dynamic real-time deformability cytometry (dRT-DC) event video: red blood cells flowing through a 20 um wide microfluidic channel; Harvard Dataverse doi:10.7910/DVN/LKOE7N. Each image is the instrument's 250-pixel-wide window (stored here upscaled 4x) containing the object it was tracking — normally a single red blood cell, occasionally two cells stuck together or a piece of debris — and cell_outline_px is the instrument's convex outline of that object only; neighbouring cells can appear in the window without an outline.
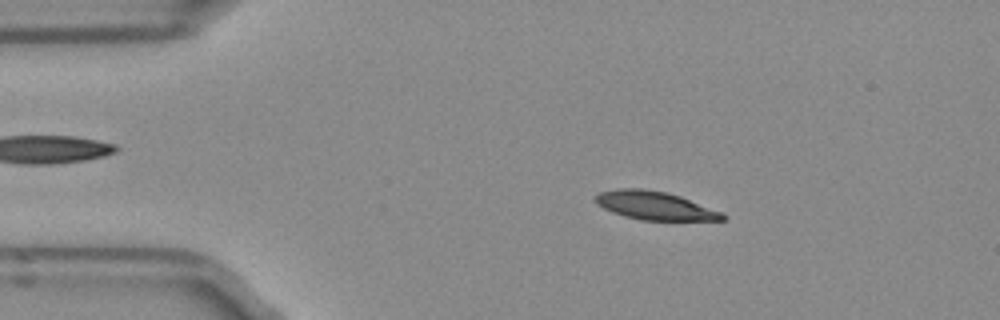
{"species": "Egyptian fruit bat (a non-hibernating species)", "species_latin": "Rousettus aegyptiacus", "temperature_condition": "room temperature", "stored_images_in_passage": 6, "camera_frame_rate_fps": 3000, "um_per_image_px": 0.085, "frame": {"image": 1, "passage_image": 2, "time_ms": 0.333, "image_size_px": [1000, 320], "cell_outline_px": [[728, 220], [640, 220], [624, 216], [604, 208], [596, 204], [592, 200], [600, 192], [616, 188], [644, 188], [664, 192], [680, 196], [720, 212], [728, 216]], "centroid_in_image_um": [55.62, 17.47], "position_along_channel_um": 29.4, "area_um2": 20.92}}
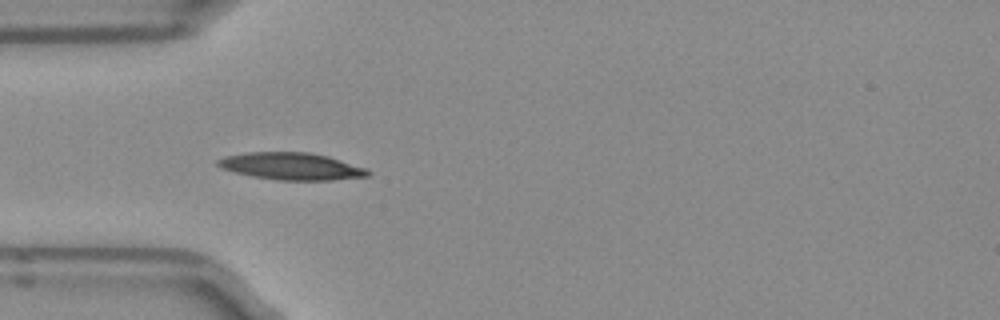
{"frame": {"image": 2, "passage_image": 4, "time_ms": 1.0, "image_size_px": [1000, 320], "cell_outline_px": [[372, 172], [368, 176], [332, 180], [276, 180], [252, 176], [220, 168], [216, 164], [216, 160], [224, 156], [248, 152], [308, 152], [328, 156], [364, 168]], "centroid_in_image_um": [24.73, 14.13], "position_along_channel_um": 60.3, "area_um2": 23.64}}
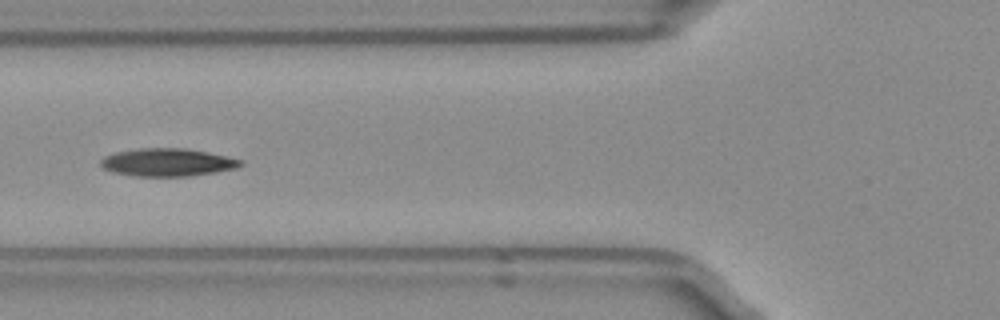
{"frame": {"image": 3, "passage_image": 5, "time_ms": 1.333, "image_size_px": [1000, 320], "cell_outline_px": [[244, 164], [236, 168], [216, 172], [188, 176], [136, 176], [116, 172], [104, 168], [100, 164], [100, 160], [104, 156], [116, 152], [140, 148], [184, 148], [208, 152], [228, 156], [244, 160]], "centroid_in_image_um": [14.28, 13.79], "position_along_channel_um": 111.5, "area_um2": 22.66}}